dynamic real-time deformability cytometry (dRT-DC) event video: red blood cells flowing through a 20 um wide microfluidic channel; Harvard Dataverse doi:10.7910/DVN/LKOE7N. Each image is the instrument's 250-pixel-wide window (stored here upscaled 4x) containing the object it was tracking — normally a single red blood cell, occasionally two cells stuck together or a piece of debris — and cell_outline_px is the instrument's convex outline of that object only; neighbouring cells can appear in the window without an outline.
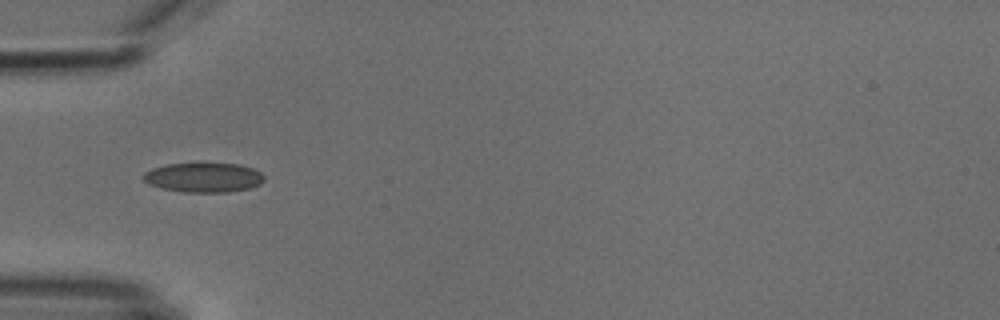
{"species": "common noctule bat (a hibernating species)", "species_latin": "Nyctalus noctula", "temperature_condition": "cold", "stored_images_in_passage": 3, "camera_frame_rate_fps": 3000, "um_per_image_px": 0.085, "animal": {"sex": "male", "body_mass_g": 18.8}, "frame": {"image": 1, "passage_image": 1, "time_ms": 0.0, "image_size_px": [1000, 320], "cell_outline_px": [[264, 180], [260, 184], [248, 188], [228, 192], [184, 192], [164, 188], [148, 184], [140, 176], [144, 172], [152, 168], [168, 164], [196, 160], [200, 160], [240, 164], [252, 168], [260, 172], [264, 176]], "centroid_in_image_um": [17.28, 15.02], "position_along_channel_um": 67.7, "area_um2": 21.73}}
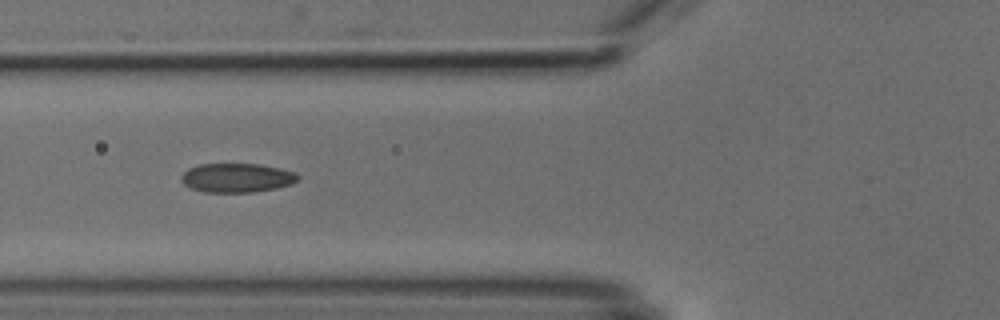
{"frame": {"image": 2, "passage_image": 2, "time_ms": 1.0, "image_size_px": [1000, 320], "cell_outline_px": [[300, 180], [292, 184], [276, 188], [252, 192], [204, 192], [192, 188], [184, 184], [180, 180], [180, 176], [188, 168], [200, 164], [260, 164], [280, 168], [296, 172], [300, 176]], "centroid_in_image_um": [20.16, 15.11], "position_along_channel_um": 105.6, "area_um2": 19.94}}
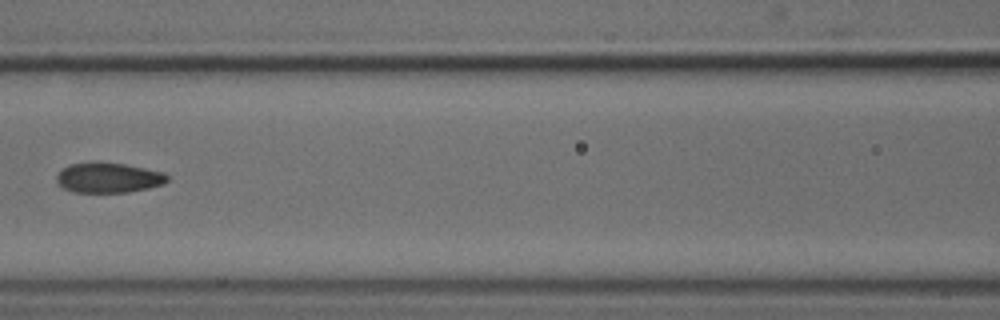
{"frame": {"image": 3, "passage_image": 3, "time_ms": 2.333, "image_size_px": [1000, 320], "cell_outline_px": [[168, 180], [164, 184], [148, 188], [128, 192], [72, 192], [64, 188], [56, 180], [56, 176], [68, 164], [92, 160], [100, 160], [124, 164], [164, 172], [168, 176]], "centroid_in_image_um": [9.2, 15.07], "position_along_channel_um": 157.4, "area_um2": 19.77}}